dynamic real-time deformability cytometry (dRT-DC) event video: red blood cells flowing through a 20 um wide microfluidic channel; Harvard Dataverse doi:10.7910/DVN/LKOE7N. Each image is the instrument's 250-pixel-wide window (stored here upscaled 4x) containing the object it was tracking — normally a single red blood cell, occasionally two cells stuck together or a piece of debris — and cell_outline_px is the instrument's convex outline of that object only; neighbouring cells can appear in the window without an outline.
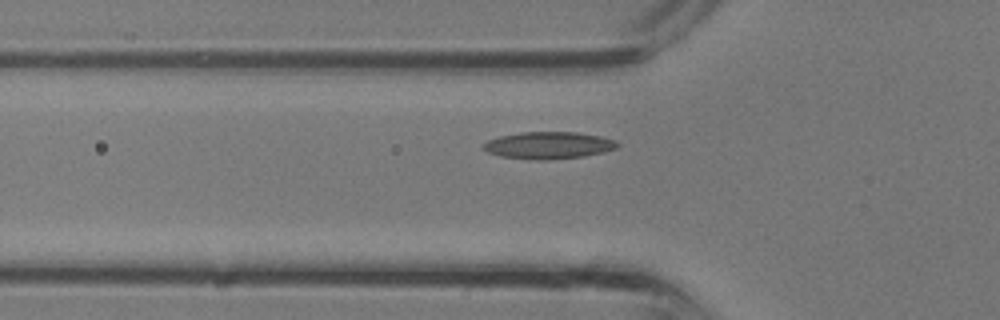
{"species": "common noctule bat (a hibernating species)", "species_latin": "Nyctalus noctula", "temperature_condition": "room temperature", "stored_images_in_passage": 28, "camera_frame_rate_fps": 3000, "um_per_image_px": 0.085, "animal": {"sex": "male", "body_mass_g": 13.3}, "frame": {"image": 1, "passage_image": 8, "time_ms": 2.333, "image_size_px": [1000, 320], "cell_outline_px": [[620, 144], [616, 148], [604, 152], [584, 156], [548, 160], [540, 160], [500, 156], [488, 152], [484, 148], [484, 144], [488, 140], [500, 136], [520, 132], [576, 132], [600, 136], [616, 140]], "centroid_in_image_um": [46.67, 12.35], "position_along_channel_um": 79.1, "area_um2": 21.04}}
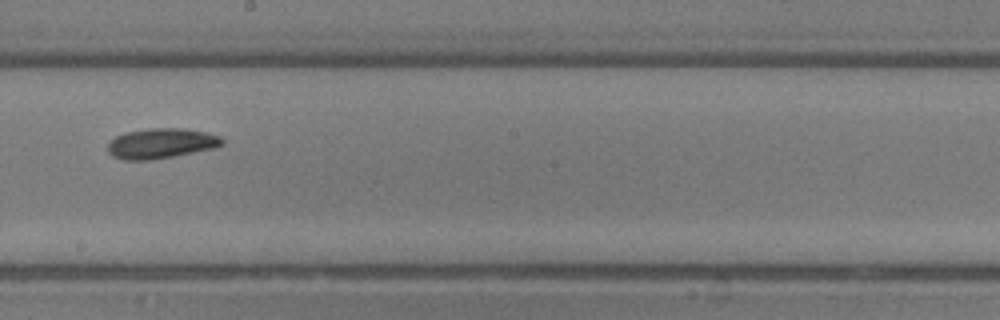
{"frame": {"image": 2, "passage_image": 16, "time_ms": 5.0, "image_size_px": [1000, 320], "cell_outline_px": [[224, 144], [212, 148], [172, 156], [148, 160], [124, 160], [112, 156], [108, 152], [108, 140], [124, 132], [152, 128], [184, 128], [208, 132], [220, 136], [224, 140]], "centroid_in_image_um": [13.67, 12.17], "position_along_channel_um": 234.5, "area_um2": 20.11}}
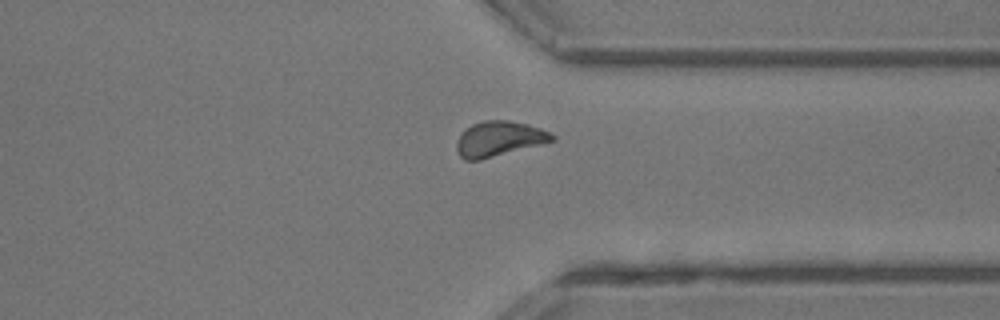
{"frame": {"image": 3, "passage_image": 23, "time_ms": 7.333, "image_size_px": [1000, 320], "cell_outline_px": [[556, 140], [480, 160], [464, 160], [460, 156], [456, 148], [456, 144], [460, 136], [472, 124], [484, 120], [508, 120], [528, 124], [540, 128], [556, 136]], "centroid_in_image_um": [42.43, 11.8], "position_along_channel_um": 369.0, "area_um2": 19.31}}